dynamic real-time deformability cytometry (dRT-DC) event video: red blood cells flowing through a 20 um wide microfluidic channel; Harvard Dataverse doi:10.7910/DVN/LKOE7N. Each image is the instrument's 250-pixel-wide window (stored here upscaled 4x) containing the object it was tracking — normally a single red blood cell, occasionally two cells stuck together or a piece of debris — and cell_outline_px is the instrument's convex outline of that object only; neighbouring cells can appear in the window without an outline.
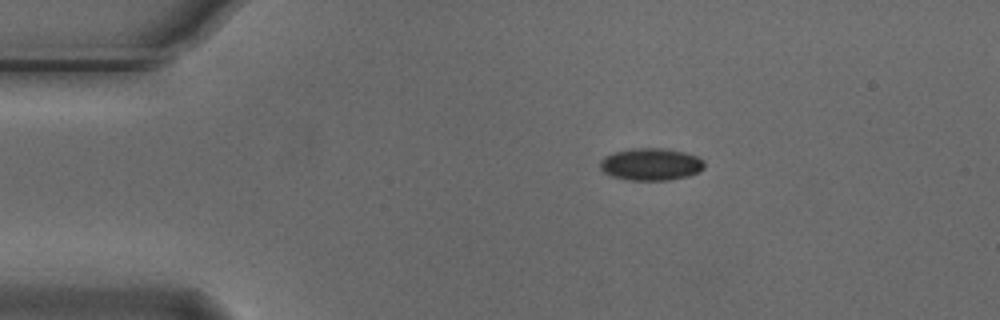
{"species": "Egyptian fruit bat (a non-hibernating species)", "species_latin": "Rousettus aegyptiacus", "temperature_condition": "cold", "stored_images_in_passage": 16, "camera_frame_rate_fps": 3000, "um_per_image_px": 0.085, "animal": {"sex": "male"}, "frame": {"image": 1, "passage_image": 10, "time_ms": 3.0, "image_size_px": [1000, 320], "cell_outline_px": [[704, 168], [700, 172], [688, 176], [668, 180], [628, 180], [612, 176], [604, 172], [600, 168], [600, 160], [604, 156], [616, 152], [632, 148], [664, 148], [684, 152], [696, 156], [704, 160]], "centroid_in_image_um": [55.34, 13.96], "position_along_channel_um": 29.7, "area_um2": 19.65}}